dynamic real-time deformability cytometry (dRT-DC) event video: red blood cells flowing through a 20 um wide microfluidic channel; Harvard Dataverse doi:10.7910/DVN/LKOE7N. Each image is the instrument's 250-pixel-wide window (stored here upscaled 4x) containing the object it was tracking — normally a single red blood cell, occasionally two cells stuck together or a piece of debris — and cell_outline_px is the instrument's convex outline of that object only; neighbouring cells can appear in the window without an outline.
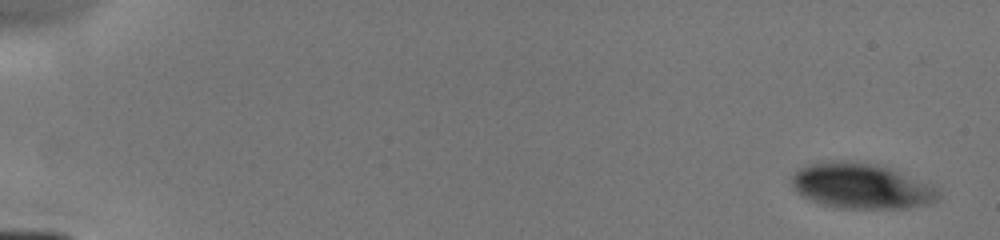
{"species": "human", "species_latin": "Homo sapiens", "temperature_condition": "cold", "stored_images_in_passage": 6, "camera_frame_rate_fps": 3000, "um_per_image_px": 0.085, "donor": {"sex": "male"}, "frame": {"image": 1, "passage_image": 1, "time_ms": 0.0, "image_size_px": [1000, 240], "cell_outline_px": [[944, 196], [928, 204], [908, 208], [840, 208], [824, 204], [812, 200], [796, 192], [792, 184], [792, 172], [808, 164], [840, 160], [844, 160], [876, 164], [888, 168], [932, 184]], "centroid_in_image_um": [73.24, 15.81], "position_along_channel_um": 11.8, "area_um2": 38.73}}
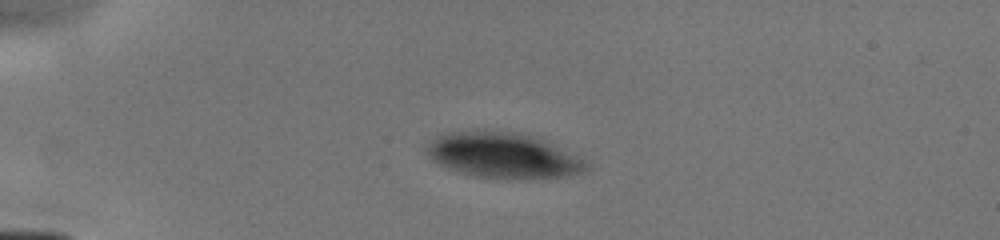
{"frame": {"image": 2, "passage_image": 5, "time_ms": 3.667, "image_size_px": [1000, 240], "cell_outline_px": [[588, 168], [580, 172], [568, 176], [476, 176], [460, 172], [448, 168], [432, 160], [424, 148], [436, 136], [448, 132], [476, 128], [484, 128], [516, 132], [540, 136], [584, 160], [588, 164]], "centroid_in_image_um": [42.71, 13.11], "position_along_channel_um": 42.3, "area_um2": 41.96}}